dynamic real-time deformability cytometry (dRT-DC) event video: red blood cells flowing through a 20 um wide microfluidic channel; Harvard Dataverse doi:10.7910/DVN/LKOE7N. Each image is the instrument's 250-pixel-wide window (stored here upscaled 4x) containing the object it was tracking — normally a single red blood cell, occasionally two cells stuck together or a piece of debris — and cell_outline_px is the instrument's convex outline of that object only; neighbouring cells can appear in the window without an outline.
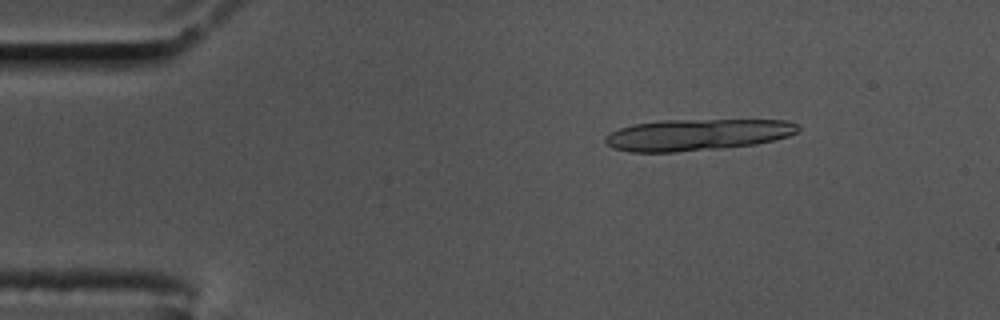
{"species": "common noctule bat (a hibernating species)", "species_latin": "Nyctalus noctula", "temperature_condition": "cold", "stored_images_in_passage": 4, "camera_frame_rate_fps": 3000, "um_per_image_px": 0.085, "animal": {"sex": "male", "body_mass_g": 17.5, "forearm_length_mm": 52.3}, "frame": {"image": 1, "passage_image": 1, "time_ms": 0.0, "image_size_px": [1000, 320], "cell_outline_px": [[712, 144], [692, 148], [624, 148], [648, 124], [708, 124]], "centroid_in_image_um": [57.13, 11.61], "position_along_channel_um": 27.9, "area_um2": 12.6}}